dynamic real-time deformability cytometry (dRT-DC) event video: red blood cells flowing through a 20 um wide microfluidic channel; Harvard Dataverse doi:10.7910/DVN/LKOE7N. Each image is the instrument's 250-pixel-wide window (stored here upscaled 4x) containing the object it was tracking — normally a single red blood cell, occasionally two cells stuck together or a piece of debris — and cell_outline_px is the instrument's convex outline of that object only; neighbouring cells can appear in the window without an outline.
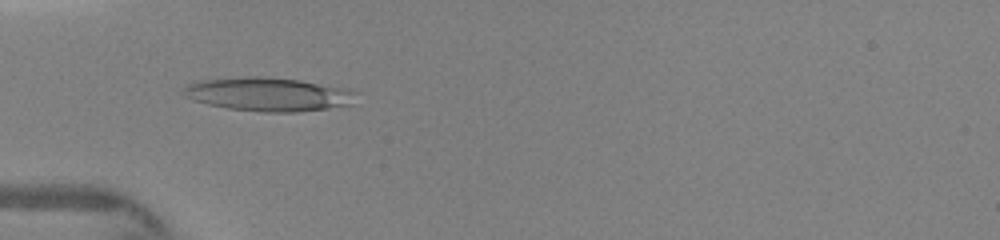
{"species": "human", "species_latin": "Homo sapiens", "temperature_condition": "warm", "stored_images_in_passage": 29, "camera_frame_rate_fps": 3000, "um_per_image_px": 0.085, "donor": {"sex": "female"}, "frame": {"image": 1, "passage_image": 28, "time_ms": 4.667, "image_size_px": [1000, 240], "cell_outline_px": [[360, 92], [352, 104], [328, 108], [296, 112], [264, 112], [228, 108], [208, 104], [192, 100], [184, 96], [180, 92], [188, 84], [204, 80], [244, 76], [264, 76], [300, 80], [348, 88]], "centroid_in_image_um": [22.85, 8.01], "position_along_channel_um": 62.2, "area_um2": 34.16}}